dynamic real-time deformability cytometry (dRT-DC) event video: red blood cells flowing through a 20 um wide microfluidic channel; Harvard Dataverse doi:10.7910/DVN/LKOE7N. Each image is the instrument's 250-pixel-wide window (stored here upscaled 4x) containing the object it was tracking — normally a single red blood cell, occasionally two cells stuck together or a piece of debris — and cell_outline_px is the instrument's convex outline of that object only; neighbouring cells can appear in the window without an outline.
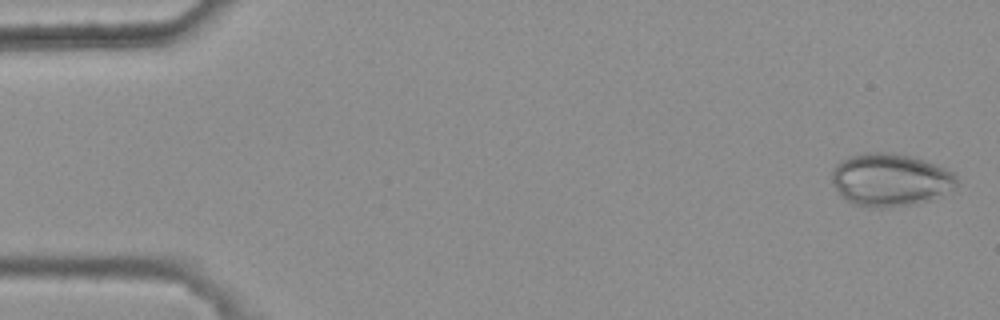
{"species": "common noctule bat (a hibernating species)", "species_latin": "Nyctalus noctula", "temperature_condition": "warm", "stored_images_in_passage": 4, "camera_frame_rate_fps": 3000, "um_per_image_px": 0.085, "animal": {"sex": "female", "body_mass_g": 25.1}, "frame": {"image": 1, "passage_image": 1, "time_ms": 0.0, "image_size_px": [1000, 320], "cell_outline_px": [[960, 180], [956, 188], [928, 200], [916, 204], [888, 208], [864, 208], [852, 204], [832, 184], [832, 168], [840, 160], [864, 152], [892, 152], [912, 156], [924, 160], [944, 168], [952, 172]], "centroid_in_image_um": [75.68, 15.29], "position_along_channel_um": 9.3, "area_um2": 38.78}}